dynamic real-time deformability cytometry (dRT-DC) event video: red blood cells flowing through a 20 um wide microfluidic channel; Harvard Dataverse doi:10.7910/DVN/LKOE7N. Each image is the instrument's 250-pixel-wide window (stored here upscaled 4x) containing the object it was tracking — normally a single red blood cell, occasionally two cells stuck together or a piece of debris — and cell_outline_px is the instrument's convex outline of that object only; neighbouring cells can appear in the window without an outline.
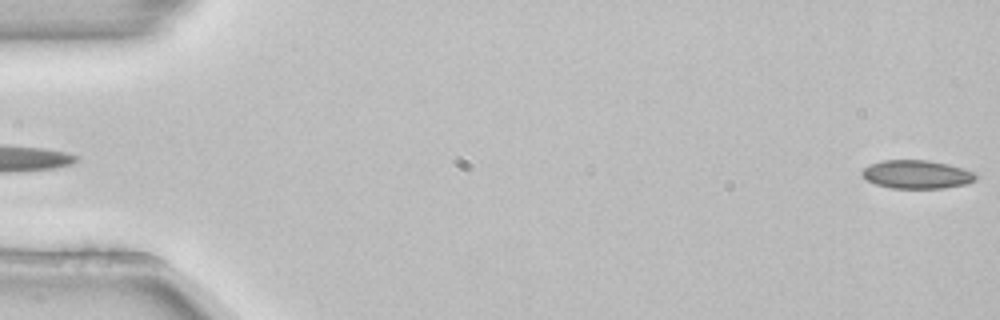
{"species": "common noctule bat (a hibernating species)", "species_latin": "Nyctalus noctula", "temperature_condition": "room temperature", "stored_images_in_passage": 5, "segment_of_instrument_passage": [2, 2], "camera_frame_rate_fps": 3000, "um_per_image_px": 0.085, "animal": {"sex": "female", "body_mass_g": 22.7, "forearm_length_mm": 54.2}, "frame": {"image": 1, "passage_image": 5, "time_ms": 1.333, "image_size_px": [1000, 320], "cell_outline_px": [[980, 176], [976, 180], [968, 184], [944, 188], [892, 188], [876, 184], [868, 180], [860, 172], [864, 168], [880, 160], [928, 160], [948, 164], [964, 168], [976, 172]], "centroid_in_image_um": [78.01, 14.82], "position_along_channel_um": 7.0, "area_um2": 19.02}}